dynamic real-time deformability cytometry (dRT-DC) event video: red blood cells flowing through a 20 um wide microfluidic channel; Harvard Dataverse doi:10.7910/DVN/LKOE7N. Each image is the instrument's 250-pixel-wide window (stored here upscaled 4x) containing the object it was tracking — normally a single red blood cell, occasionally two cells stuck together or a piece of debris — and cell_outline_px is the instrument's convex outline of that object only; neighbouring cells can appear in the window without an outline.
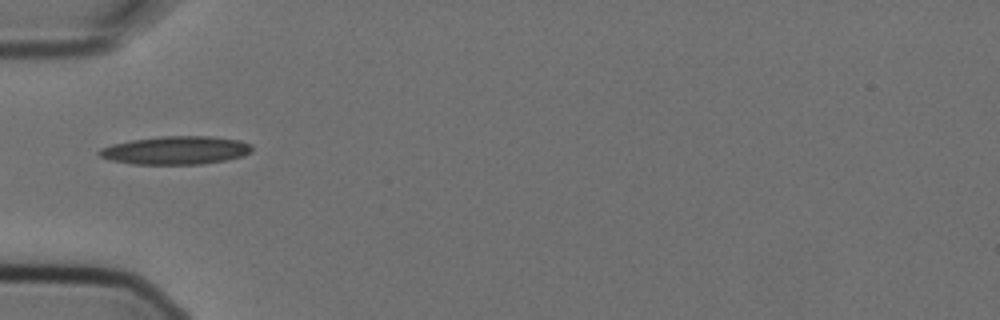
{"species": "Egyptian fruit bat (a non-hibernating species)", "species_latin": "Rousettus aegyptiacus", "temperature_condition": "cold", "stored_images_in_passage": 9, "camera_frame_rate_fps": 3000, "um_per_image_px": 0.085, "animal": {"sex": "female"}, "frame": {"image": 1, "passage_image": 6, "time_ms": 1.667, "image_size_px": [1000, 320], "cell_outline_px": [[252, 152], [244, 156], [224, 160], [200, 164], [132, 164], [112, 160], [100, 156], [96, 152], [100, 148], [112, 144], [132, 140], [160, 136], [212, 136], [240, 140], [252, 144]], "centroid_in_image_um": [14.96, 12.77], "position_along_channel_um": 70.0, "area_um2": 25.2}}
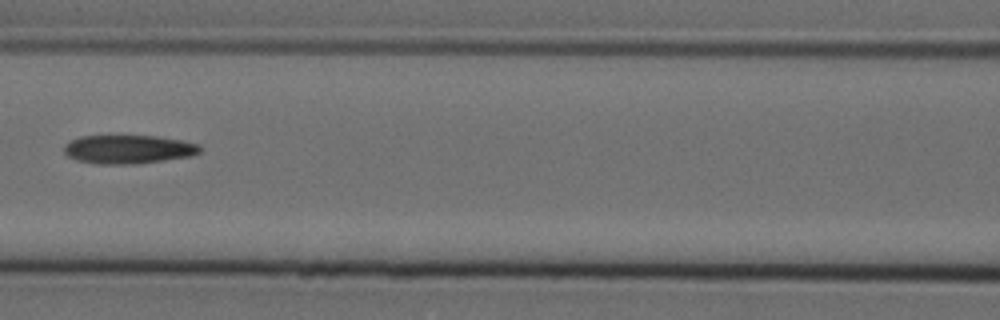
{"frame": {"image": 2, "passage_image": 8, "time_ms": 2.333, "image_size_px": [1000, 320], "cell_outline_px": [[200, 152], [192, 156], [136, 164], [96, 164], [76, 160], [68, 156], [64, 152], [64, 144], [80, 136], [156, 136], [180, 140], [200, 144]], "centroid_in_image_um": [10.9, 12.7], "position_along_channel_um": 155.7, "area_um2": 22.72}}
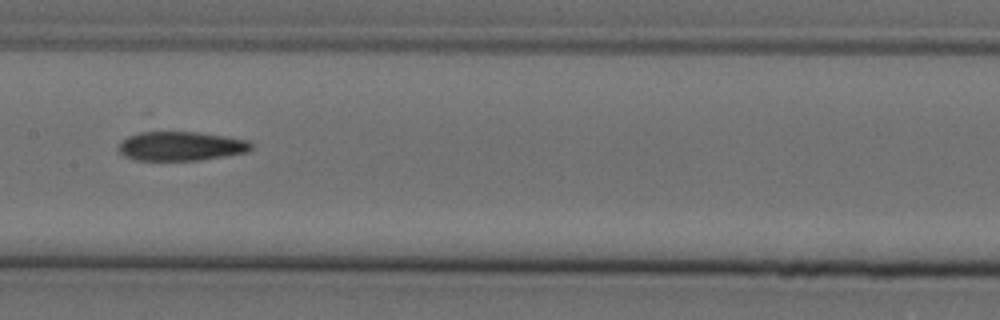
{"frame": {"image": 3, "passage_image": 9, "time_ms": 2.667, "image_size_px": [1000, 320], "cell_outline_px": [[256, 144], [248, 152], [200, 160], [136, 160], [124, 156], [120, 152], [120, 140], [128, 136], [140, 132], [196, 132], [228, 136], [248, 140]], "centroid_in_image_um": [15.43, 12.41], "position_along_channel_um": 192.0, "area_um2": 22.66}}